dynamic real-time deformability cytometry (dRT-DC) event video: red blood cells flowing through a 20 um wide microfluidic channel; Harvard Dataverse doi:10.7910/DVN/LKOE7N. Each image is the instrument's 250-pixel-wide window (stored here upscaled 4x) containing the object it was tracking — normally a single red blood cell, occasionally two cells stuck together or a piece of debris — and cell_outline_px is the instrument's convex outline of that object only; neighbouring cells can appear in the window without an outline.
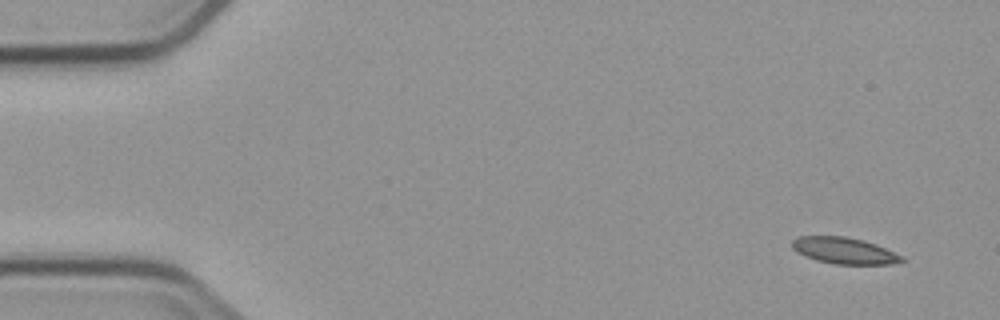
{"species": "common noctule bat (a hibernating species)", "species_latin": "Nyctalus noctula", "temperature_condition": "cold", "stored_images_in_passage": 10, "camera_frame_rate_fps": 3000, "um_per_image_px": 0.085, "animal": {"sex": "male", "body_mass_g": 23.1, "forearm_length_mm": 52.7}, "frame": {"image": 1, "passage_image": 1, "time_ms": 0.0, "image_size_px": [1000, 320], "cell_outline_px": [[904, 260], [888, 264], [836, 264], [816, 260], [792, 248], [792, 240], [800, 236], [844, 236], [864, 240], [876, 244], [900, 256]], "centroid_in_image_um": [71.73, 21.29], "position_along_channel_um": 13.3, "area_um2": 16.42}}
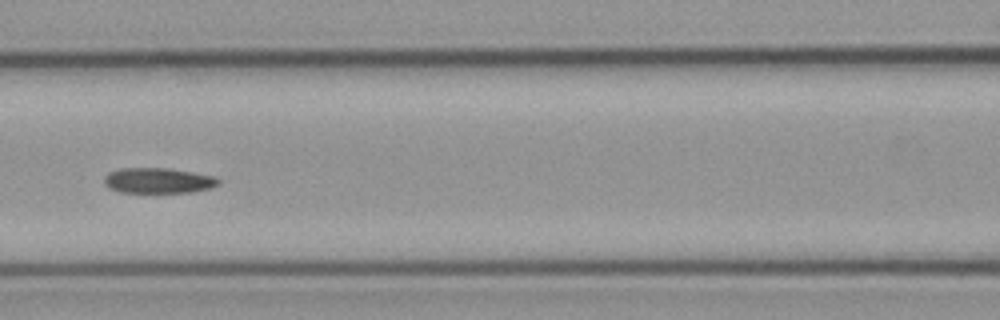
{"frame": {"image": 2, "passage_image": 6, "time_ms": 7.0, "image_size_px": [1000, 320], "cell_outline_px": [[220, 184], [212, 188], [192, 192], [120, 192], [108, 188], [104, 184], [104, 176], [108, 172], [120, 168], [168, 168], [216, 176], [220, 180]], "centroid_in_image_um": [13.45, 15.34], "position_along_channel_um": 153.1, "area_um2": 17.11}}
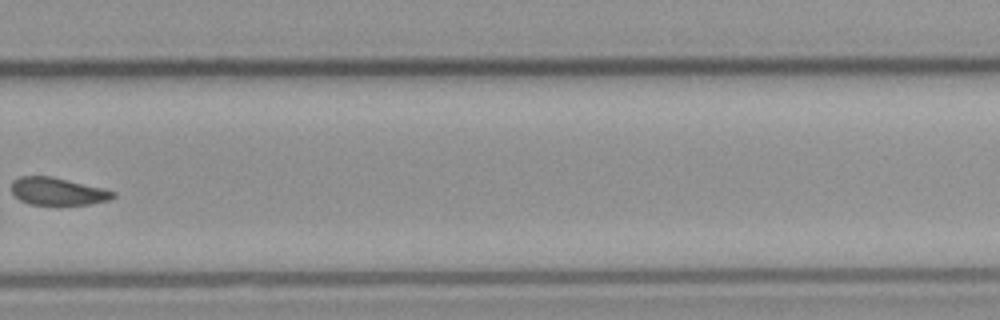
{"frame": {"image": 3, "passage_image": 10, "time_ms": 11.667, "image_size_px": [1000, 320], "cell_outline_px": [[116, 196], [108, 200], [88, 204], [56, 208], [28, 204], [20, 200], [12, 192], [12, 180], [20, 176], [52, 176], [104, 188], [116, 192]], "centroid_in_image_um": [4.91, 16.31], "position_along_channel_um": 324.9, "area_um2": 17.11}}